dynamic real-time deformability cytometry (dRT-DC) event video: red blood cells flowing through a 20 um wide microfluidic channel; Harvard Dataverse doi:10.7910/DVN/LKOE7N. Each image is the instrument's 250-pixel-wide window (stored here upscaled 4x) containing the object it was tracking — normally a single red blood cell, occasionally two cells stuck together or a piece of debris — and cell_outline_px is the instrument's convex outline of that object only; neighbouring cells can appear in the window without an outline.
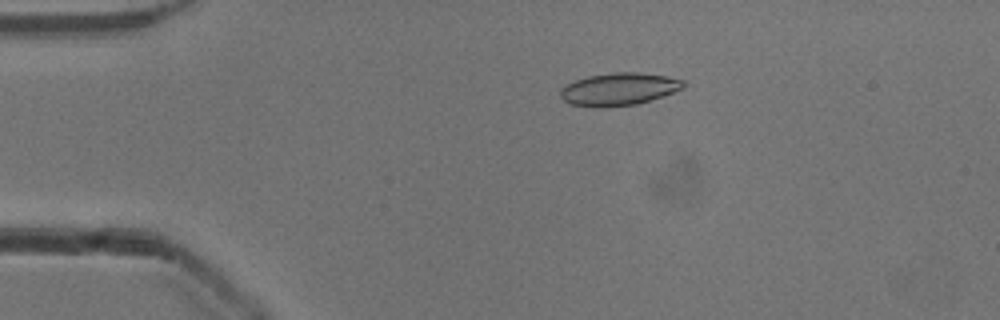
{"species": "common noctule bat (a hibernating species)", "species_latin": "Nyctalus noctula", "temperature_condition": "cold", "stored_images_in_passage": 7, "camera_frame_rate_fps": 3000, "um_per_image_px": 0.085, "animal": {"sex": "male", "body_mass_g": 13.3}, "frame": {"image": 1, "passage_image": 4, "time_ms": 1.0, "image_size_px": [1000, 320], "cell_outline_px": [[684, 88], [664, 96], [636, 104], [604, 108], [596, 108], [572, 104], [564, 100], [560, 96], [560, 92], [568, 84], [576, 80], [588, 76], [616, 72], [640, 72], [664, 76], [684, 80]], "centroid_in_image_um": [52.63, 7.59], "position_along_channel_um": 32.4, "area_um2": 23.24}}
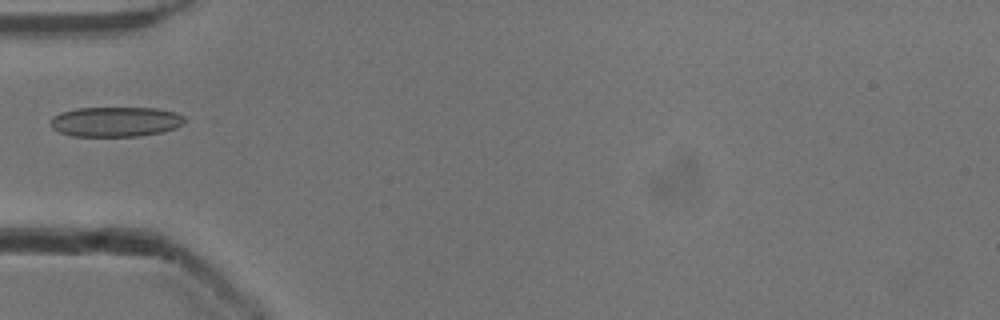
{"frame": {"image": 2, "passage_image": 6, "time_ms": 1.667, "image_size_px": [1000, 320], "cell_outline_px": [[188, 120], [184, 124], [176, 128], [160, 132], [136, 136], [72, 136], [60, 132], [52, 128], [48, 124], [52, 116], [60, 112], [76, 108], [156, 108], [176, 112], [184, 116]], "centroid_in_image_um": [9.82, 10.34], "position_along_channel_um": 75.2, "area_um2": 23.64}}
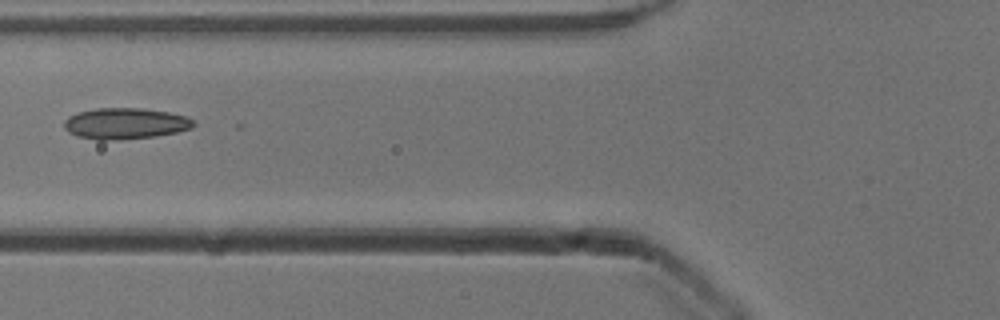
{"frame": {"image": 3, "passage_image": 7, "time_ms": 2.0, "image_size_px": [1000, 320], "cell_outline_px": [[196, 124], [192, 128], [176, 132], [156, 136], [116, 140], [96, 140], [76, 136], [68, 132], [64, 128], [64, 120], [68, 116], [76, 112], [96, 108], [144, 108], [168, 112], [188, 116]], "centroid_in_image_um": [10.62, 10.49], "position_along_channel_um": 115.2, "area_um2": 23.76}}